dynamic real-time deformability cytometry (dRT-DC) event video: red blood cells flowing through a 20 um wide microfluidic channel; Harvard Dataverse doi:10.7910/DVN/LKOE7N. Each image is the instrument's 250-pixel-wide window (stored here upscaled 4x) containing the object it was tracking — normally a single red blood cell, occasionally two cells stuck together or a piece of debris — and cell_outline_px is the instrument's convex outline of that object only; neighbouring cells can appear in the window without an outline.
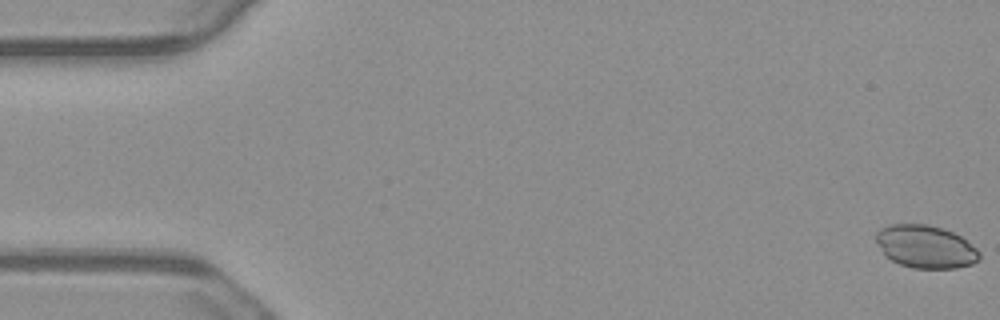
{"species": "common noctule bat (a hibernating species)", "species_latin": "Nyctalus noctula", "temperature_condition": "warm", "stored_images_in_passage": 55, "camera_frame_rate_fps": 3000, "um_per_image_px": 0.085, "animal": {"sex": "male", "body_mass_g": 23.1, "forearm_length_mm": 52.7}, "frame": {"image": 1, "passage_image": 1, "time_ms": 0.0, "image_size_px": [1000, 320], "cell_outline_px": [[980, 260], [972, 264], [956, 268], [912, 268], [900, 264], [884, 256], [876, 240], [876, 232], [880, 228], [892, 224], [924, 224], [944, 228], [960, 236], [976, 248], [980, 252]], "centroid_in_image_um": [78.67, 20.97], "position_along_channel_um": 6.3, "area_um2": 25.84}}
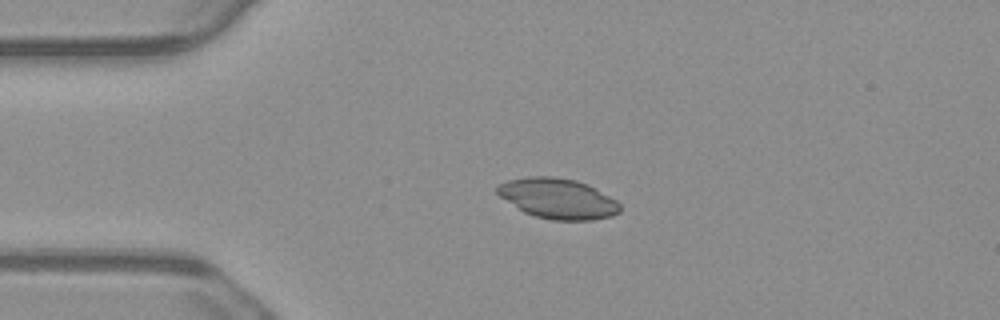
{"frame": {"image": 2, "passage_image": 13, "time_ms": 4.0, "image_size_px": [1000, 320], "cell_outline_px": [[620, 212], [612, 216], [592, 220], [552, 220], [536, 216], [524, 212], [500, 196], [496, 192], [496, 188], [500, 184], [508, 180], [528, 176], [552, 176], [576, 180], [588, 184], [616, 200], [620, 204]], "centroid_in_image_um": [47.43, 16.87], "position_along_channel_um": 37.6, "area_um2": 28.73}}